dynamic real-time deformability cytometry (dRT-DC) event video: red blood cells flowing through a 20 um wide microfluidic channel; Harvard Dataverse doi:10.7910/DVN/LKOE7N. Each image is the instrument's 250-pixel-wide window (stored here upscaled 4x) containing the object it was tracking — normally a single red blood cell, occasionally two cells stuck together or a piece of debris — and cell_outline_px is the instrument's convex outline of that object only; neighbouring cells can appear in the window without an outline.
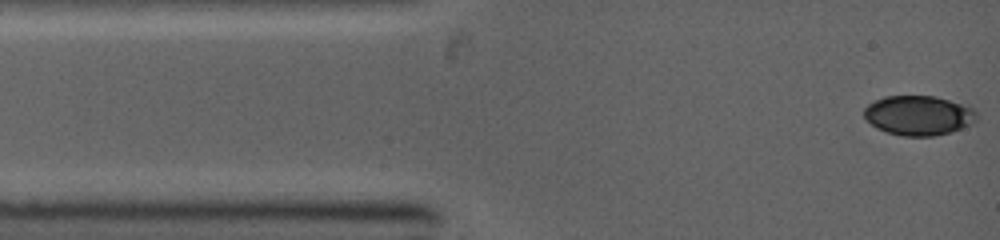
{"species": "common noctule bat (a hibernating species)", "species_latin": "Nyctalus noctula", "temperature_condition": "warm", "stored_images_in_passage": 74, "camera_frame_rate_fps": 5000, "um_per_image_px": 0.085, "animal": {"sex": "female", "body_mass_g": 19.0, "forearm_length_mm": 53.3}, "frame": {"image": 1, "passage_image": 1, "time_ms": 0.0, "image_size_px": [1000, 240], "cell_outline_px": [[976, 120], [952, 132], [936, 136], [900, 136], [876, 128], [864, 116], [864, 108], [868, 104], [884, 96], [932, 96], [948, 100], [972, 108], [976, 112]], "centroid_in_image_um": [78.04, 9.82], "position_along_channel_um": 7.0, "area_um2": 25.72}}
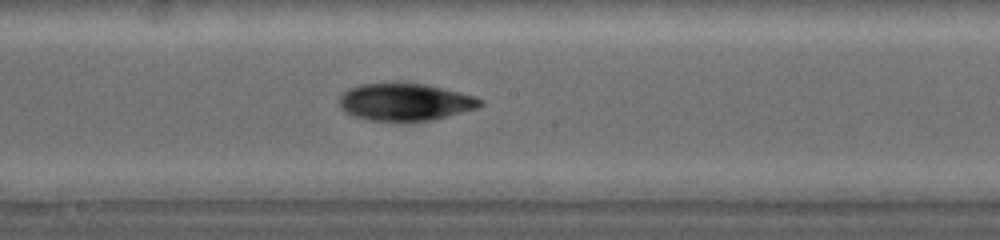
{"frame": {"image": 2, "passage_image": 32, "time_ms": 5.8, "image_size_px": [1000, 240], "cell_outline_px": [[484, 104], [476, 108], [448, 116], [432, 120], [408, 124], [400, 124], [364, 120], [352, 116], [344, 112], [340, 108], [340, 96], [348, 88], [360, 84], [392, 80], [404, 80], [424, 84], [476, 96], [484, 100]], "centroid_in_image_um": [34.38, 8.68], "position_along_channel_um": 213.8, "area_um2": 32.48}}
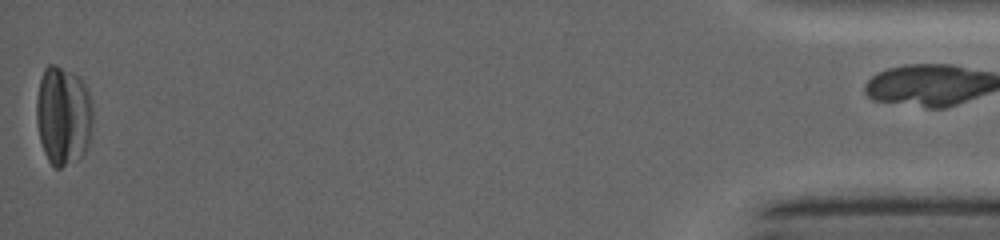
{"frame": {"image": 3, "passage_image": 73, "time_ms": 13.4, "image_size_px": [1000, 240], "cell_outline_px": [[92, 128], [88, 148], [80, 160], [60, 168], [56, 168], [48, 160], [44, 152], [40, 140], [36, 120], [36, 96], [40, 80], [44, 68], [48, 64], [56, 64], [80, 76], [92, 100]], "centroid_in_image_um": [5.38, 9.83], "position_along_channel_um": 429.8, "area_um2": 33.35}}